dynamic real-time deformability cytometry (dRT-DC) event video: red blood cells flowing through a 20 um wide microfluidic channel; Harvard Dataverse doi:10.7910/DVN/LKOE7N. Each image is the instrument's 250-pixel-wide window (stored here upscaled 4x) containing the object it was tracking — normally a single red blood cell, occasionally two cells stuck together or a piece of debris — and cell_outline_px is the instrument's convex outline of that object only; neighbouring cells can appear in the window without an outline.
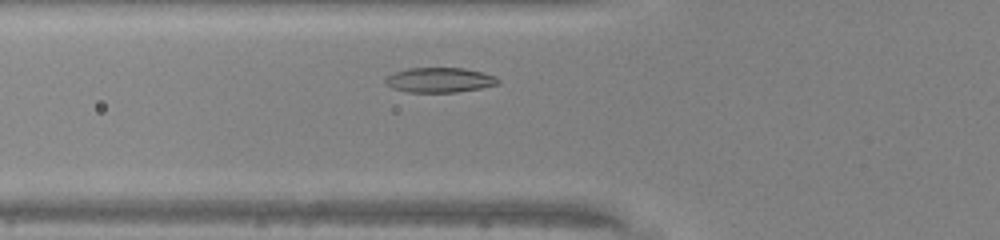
{"species": "common noctule bat (a hibernating species)", "species_latin": "Nyctalus noctula", "temperature_condition": "warm", "stored_images_in_passage": 28, "camera_frame_rate_fps": 3000, "um_per_image_px": 0.085, "animal": {"sex": "male", "body_mass_g": 20.0, "forearm_length_mm": 53.3}, "frame": {"image": 1, "passage_image": 6, "time_ms": 1.667, "image_size_px": [1000, 240], "cell_outline_px": [[500, 84], [480, 88], [456, 92], [408, 92], [392, 88], [384, 80], [388, 76], [396, 72], [408, 68], [464, 68], [496, 76], [500, 80]], "centroid_in_image_um": [37.4, 6.8], "position_along_channel_um": 88.4, "area_um2": 16.18}}
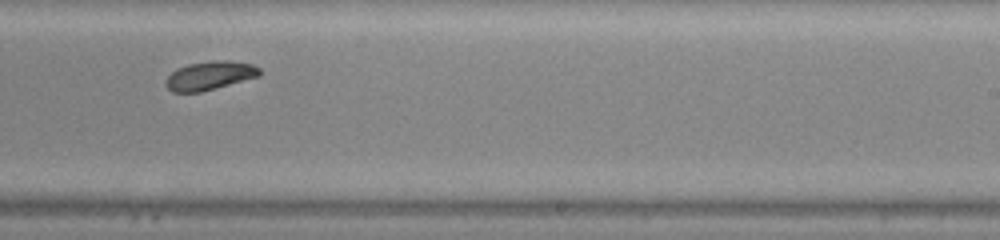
{"frame": {"image": 2, "passage_image": 19, "time_ms": 6.0, "image_size_px": [1000, 240], "cell_outline_px": [[260, 72], [256, 76], [200, 92], [172, 92], [164, 84], [164, 80], [172, 72], [188, 64], [212, 60], [228, 60], [252, 64], [260, 68]], "centroid_in_image_um": [17.77, 6.41], "position_along_channel_um": 271.2, "area_um2": 15.32}}
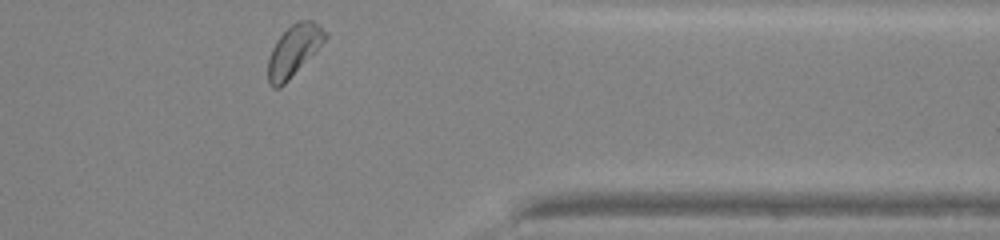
{"frame": {"image": 3, "passage_image": 28, "time_ms": 9.0, "image_size_px": [1000, 240], "cell_outline_px": [[328, 36], [288, 80], [280, 88], [272, 88], [268, 84], [268, 56], [276, 40], [292, 24], [300, 20], [312, 20], [328, 32]], "centroid_in_image_um": [24.94, 4.3], "position_along_channel_um": 386.5, "area_um2": 16.7}, "authors_computed_cell_mechanics": {"area_um2": 15.7216, "velocity_mm_per_s": 4.219, "shape_relaxation_time_tau1_ms": 1.853, "shape_relaxation_time_tau2_ms": null, "deformation_change_tau1": 0.0777, "deformation_change_tau2": null}}